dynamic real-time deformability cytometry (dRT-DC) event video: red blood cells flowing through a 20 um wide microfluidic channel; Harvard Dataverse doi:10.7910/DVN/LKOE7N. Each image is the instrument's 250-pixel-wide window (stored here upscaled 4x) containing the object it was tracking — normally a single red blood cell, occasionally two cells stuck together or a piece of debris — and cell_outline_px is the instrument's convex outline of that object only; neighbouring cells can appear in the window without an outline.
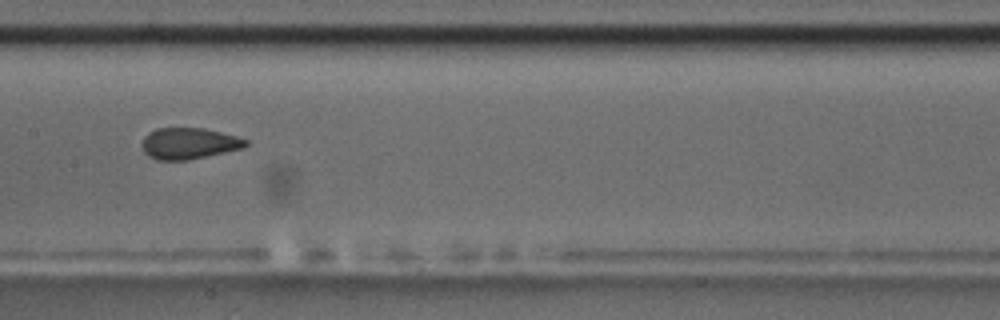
{"species": "common noctule bat (a hibernating species)", "species_latin": "Nyctalus noctula", "temperature_condition": "room temperature", "stored_images_in_passage": 7, "camera_frame_rate_fps": 3000, "um_per_image_px": 0.085, "animal": {"sex": "male", "body_mass_g": 17.5, "forearm_length_mm": 52.3}, "frame": {"image": 1, "passage_image": 5, "time_ms": 4.667, "image_size_px": [1000, 320], "cell_outline_px": [[248, 144], [244, 148], [188, 160], [156, 160], [148, 156], [144, 152], [140, 144], [144, 136], [148, 132], [156, 128], [204, 128], [236, 136], [248, 140]], "centroid_in_image_um": [16.02, 12.19], "position_along_channel_um": 191.4, "area_um2": 19.07}}